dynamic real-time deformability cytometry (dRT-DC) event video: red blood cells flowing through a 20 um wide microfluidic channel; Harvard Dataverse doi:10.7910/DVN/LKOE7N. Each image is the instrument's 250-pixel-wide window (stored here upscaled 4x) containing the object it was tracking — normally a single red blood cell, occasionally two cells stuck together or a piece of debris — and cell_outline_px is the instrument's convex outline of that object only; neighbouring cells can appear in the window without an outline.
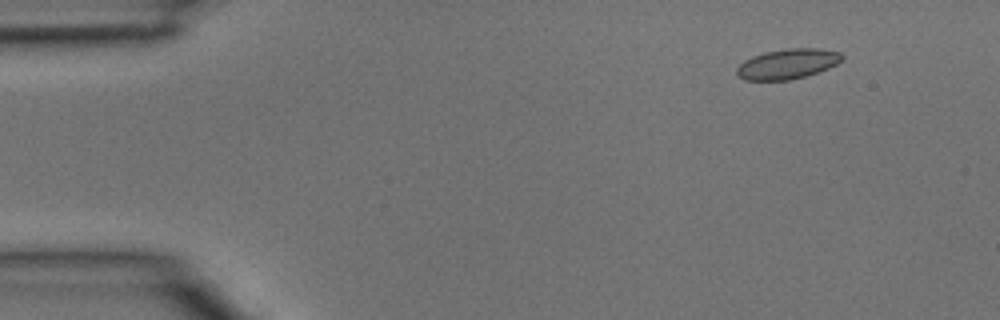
{"species": "common noctule bat (a hibernating species)", "species_latin": "Nyctalus noctula", "temperature_condition": "room temperature", "stored_images_in_passage": 4, "segment_of_instrument_passage": [1, 2], "camera_frame_rate_fps": 3000, "um_per_image_px": 0.085, "animal": {"sex": "male", "body_mass_g": 15.6}, "frame": {"image": 1, "passage_image": 1, "time_ms": 0.0, "image_size_px": [1000, 320], "cell_outline_px": [[844, 60], [828, 68], [804, 76], [788, 80], [744, 80], [736, 76], [736, 68], [744, 60], [752, 56], [764, 52], [788, 48], [820, 48], [840, 52], [844, 56]], "centroid_in_image_um": [66.93, 5.42], "position_along_channel_um": 18.1, "area_um2": 18.55}}
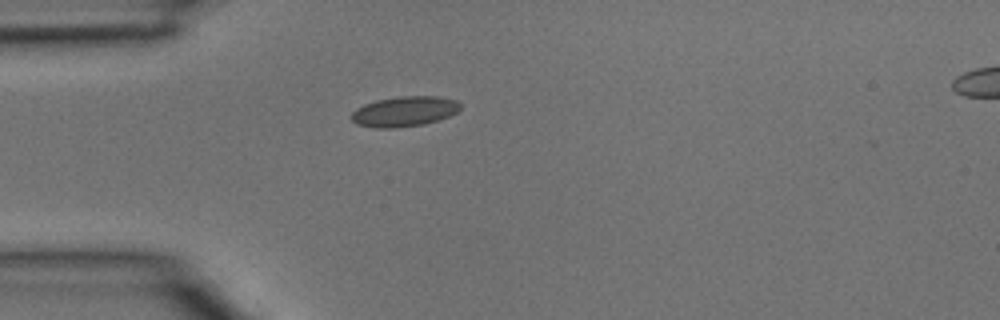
{"frame": {"image": 2, "passage_image": 3, "time_ms": 0.667, "image_size_px": [1000, 320], "cell_outline_px": [[460, 108], [456, 112], [448, 116], [424, 124], [396, 128], [376, 128], [356, 124], [352, 120], [352, 112], [356, 108], [364, 104], [376, 100], [400, 96], [440, 96], [456, 100], [460, 104]], "centroid_in_image_um": [34.35, 9.47], "position_along_channel_um": 50.6, "area_um2": 19.13}}